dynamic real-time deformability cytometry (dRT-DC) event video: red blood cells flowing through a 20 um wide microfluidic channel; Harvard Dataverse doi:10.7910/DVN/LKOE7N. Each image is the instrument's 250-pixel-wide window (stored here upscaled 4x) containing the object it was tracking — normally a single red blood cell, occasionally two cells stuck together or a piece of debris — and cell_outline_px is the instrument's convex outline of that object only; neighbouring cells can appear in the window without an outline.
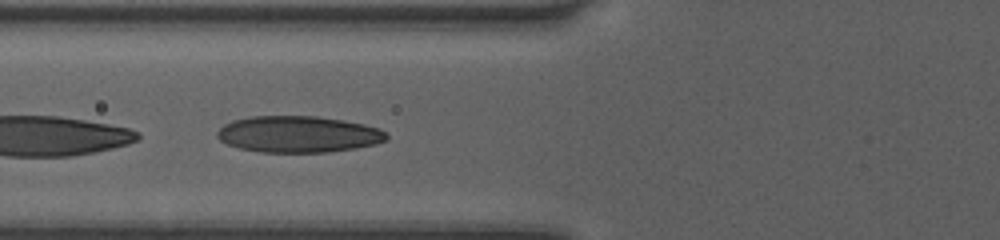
{"species": "human", "species_latin": "Homo sapiens", "temperature_condition": "room temperature", "stored_images_in_passage": 35, "camera_frame_rate_fps": 3000, "um_per_image_px": 0.085, "donor": {"sex": "female"}, "frame": {"image": 1, "passage_image": 6, "time_ms": 1.667, "image_size_px": [1000, 240], "cell_outline_px": [[388, 140], [376, 144], [356, 148], [328, 152], [260, 152], [240, 148], [228, 144], [220, 140], [216, 136], [216, 132], [224, 124], [232, 120], [248, 116], [316, 116], [364, 124], [380, 128], [388, 132]], "centroid_in_image_um": [25.37, 11.41], "position_along_channel_um": 100.4, "area_um2": 36.18}}
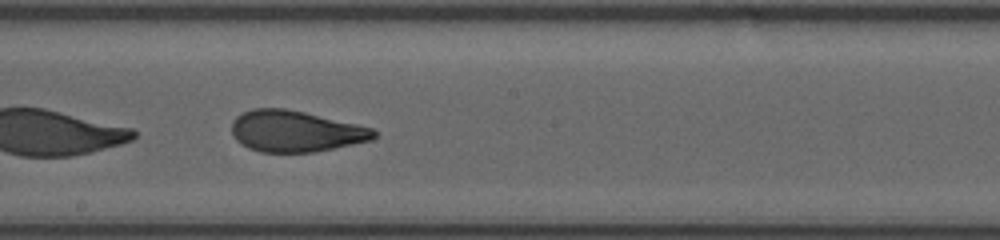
{"frame": {"image": 2, "passage_image": 15, "time_ms": 4.667, "image_size_px": [1000, 240], "cell_outline_px": [[376, 136], [372, 140], [312, 152], [260, 152], [248, 148], [240, 144], [236, 140], [232, 132], [232, 120], [236, 116], [252, 108], [284, 108], [304, 112], [356, 124], [372, 128], [376, 132]], "centroid_in_image_um": [25.07, 11.15], "position_along_channel_um": 223.1, "area_um2": 33.99}}
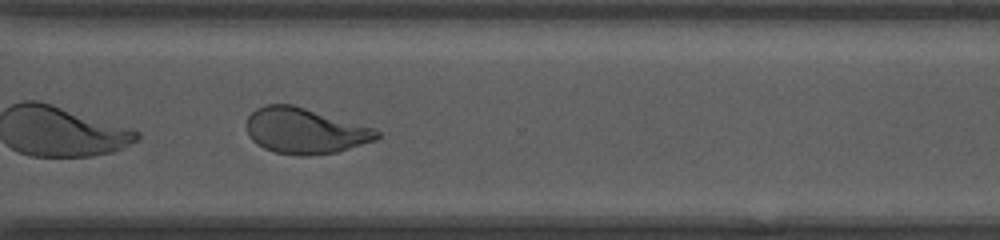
{"frame": {"image": 3, "passage_image": 24, "time_ms": 7.667, "image_size_px": [1000, 240], "cell_outline_px": [[380, 136], [376, 140], [336, 152], [308, 156], [300, 156], [276, 152], [264, 148], [256, 144], [248, 136], [248, 116], [256, 108], [268, 104], [292, 104], [376, 128], [380, 132]], "centroid_in_image_um": [25.94, 11.12], "position_along_channel_um": 344.7, "area_um2": 34.74}, "authors_computed_cell_mechanics": {"area_um2": 34.969, "velocity_mm_per_s": 4.0713, "shape_relaxation_time_tau1_ms": 5.705, "shape_relaxation_time_tau2_ms": 0.9492, "deformation_change_tau1": 0.1995, "deformation_change_tau2": 0.0708}}